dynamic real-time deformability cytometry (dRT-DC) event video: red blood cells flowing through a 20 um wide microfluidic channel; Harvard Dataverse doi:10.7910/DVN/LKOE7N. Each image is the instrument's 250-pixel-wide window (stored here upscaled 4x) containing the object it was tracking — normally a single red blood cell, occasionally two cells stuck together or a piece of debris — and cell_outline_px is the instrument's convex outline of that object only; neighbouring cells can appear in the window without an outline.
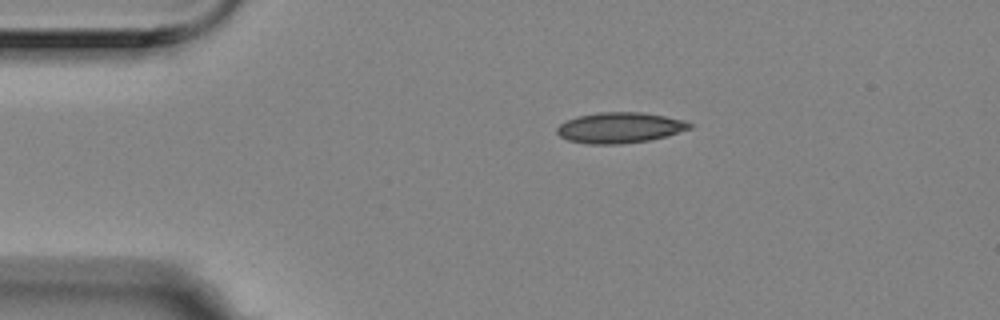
{"species": "Egyptian fruit bat (a non-hibernating species)", "species_latin": "Rousettus aegyptiacus", "temperature_condition": "room temperature", "stored_images_in_passage": 2, "camera_frame_rate_fps": 3000, "um_per_image_px": 0.085, "animal": {"sex": "female"}, "frame": {"image": 1, "passage_image": 1, "time_ms": 0.0, "image_size_px": [1000, 320], "cell_outline_px": [[692, 128], [664, 136], [648, 140], [620, 144], [588, 144], [568, 140], [560, 136], [556, 132], [556, 128], [560, 124], [576, 116], [600, 112], [640, 112], [664, 116], [684, 120], [692, 124]], "centroid_in_image_um": [52.65, 10.85], "position_along_channel_um": 32.4, "area_um2": 23.52}}